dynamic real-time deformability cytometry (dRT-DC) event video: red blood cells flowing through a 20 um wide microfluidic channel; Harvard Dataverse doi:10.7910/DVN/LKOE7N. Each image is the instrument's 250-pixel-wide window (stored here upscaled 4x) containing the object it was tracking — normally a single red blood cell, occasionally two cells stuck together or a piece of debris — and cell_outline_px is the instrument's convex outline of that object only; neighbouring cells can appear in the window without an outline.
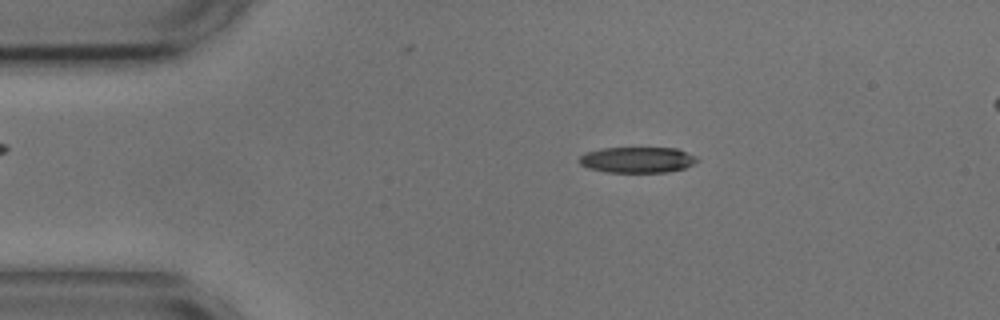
{"species": "common noctule bat (a hibernating species)", "species_latin": "Nyctalus noctula", "temperature_condition": "cold", "stored_images_in_passage": 53, "segment_of_instrument_passage": [1, 2], "camera_frame_rate_fps": 3000, "um_per_image_px": 0.085, "animal": {"sex": "male", "body_mass_g": 17.9, "forearm_length_mm": 54.2}, "frame": {"image": 1, "passage_image": 7, "time_ms": 2.0, "image_size_px": [1000, 320], "cell_outline_px": [[700, 160], [684, 168], [668, 172], [604, 172], [588, 168], [580, 164], [576, 160], [584, 152], [600, 148], [676, 148], [696, 156]], "centroid_in_image_um": [54.12, 13.58], "position_along_channel_um": 30.9, "area_um2": 17.92}}
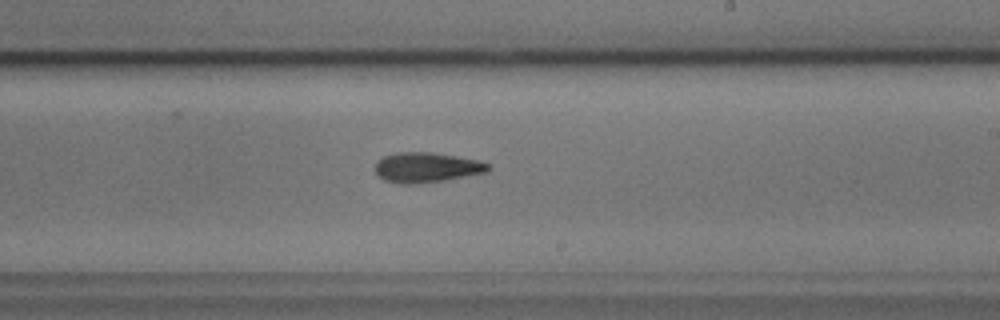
{"frame": {"image": 2, "passage_image": 29, "time_ms": 9.333, "image_size_px": [1000, 320], "cell_outline_px": [[492, 168], [488, 172], [444, 180], [416, 184], [400, 184], [384, 180], [376, 172], [376, 164], [384, 156], [400, 152], [428, 152], [456, 156], [480, 160], [488, 164]], "centroid_in_image_um": [36.3, 14.24], "position_along_channel_um": 252.7, "area_um2": 19.65}}
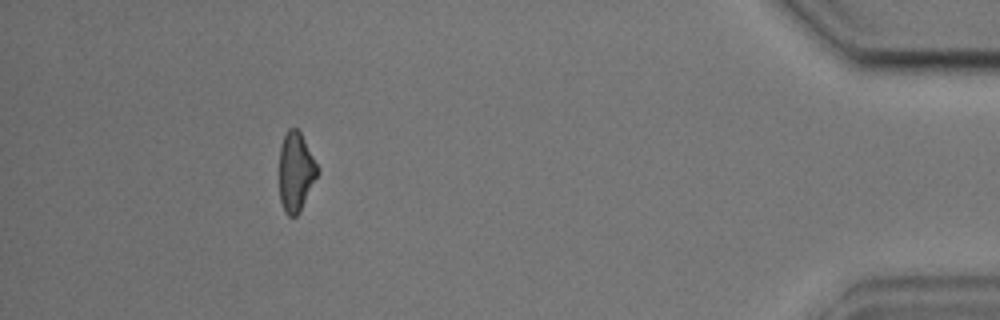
{"frame": {"image": 3, "passage_image": 47, "time_ms": 15.333, "image_size_px": [1000, 320], "cell_outline_px": [[320, 172], [300, 212], [296, 216], [288, 216], [284, 212], [280, 200], [280, 148], [284, 136], [288, 128], [296, 128], [300, 132], [320, 168]], "centroid_in_image_um": [25.17, 14.63], "position_along_channel_um": 410.0, "area_um2": 17.8}}